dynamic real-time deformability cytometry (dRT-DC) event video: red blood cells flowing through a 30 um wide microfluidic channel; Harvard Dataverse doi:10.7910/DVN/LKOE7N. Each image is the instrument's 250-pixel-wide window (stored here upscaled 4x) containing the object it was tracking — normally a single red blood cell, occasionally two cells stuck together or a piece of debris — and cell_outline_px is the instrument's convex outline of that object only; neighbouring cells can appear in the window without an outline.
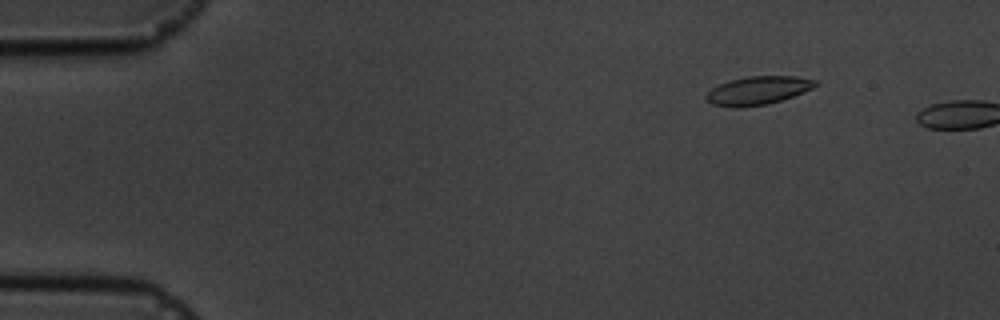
{"species": "common noctule bat (a hibernating species)", "species_latin": "Nyctalus noctula", "temperature_condition": "cold", "stored_images_in_passage": 3, "camera_frame_rate_fps": 3000, "um_per_image_px": 0.085, "animal": {"sex": "male", "body_mass_g": 19.5, "forearm_length_mm": 54.6}, "frame": {"image": 1, "passage_image": 2, "time_ms": 1.333, "image_size_px": [1000, 320], "cell_outline_px": [[820, 84], [812, 88], [792, 96], [768, 104], [712, 104], [704, 96], [712, 88], [720, 84], [732, 80], [748, 76], [796, 76], [816, 80]], "centroid_in_image_um": [64.51, 7.63], "position_along_channel_um": 20.5, "area_um2": 17.05}}